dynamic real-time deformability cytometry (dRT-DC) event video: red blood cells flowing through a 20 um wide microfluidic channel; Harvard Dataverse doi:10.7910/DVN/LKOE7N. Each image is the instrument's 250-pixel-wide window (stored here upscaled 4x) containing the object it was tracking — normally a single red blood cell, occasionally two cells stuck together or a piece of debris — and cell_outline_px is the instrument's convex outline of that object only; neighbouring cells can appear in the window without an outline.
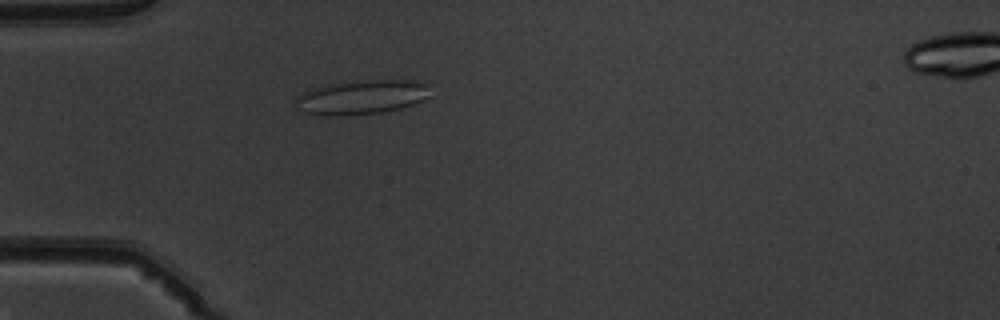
{"species": "common noctule bat (a hibernating species)", "species_latin": "Nyctalus noctula", "temperature_condition": "warm", "stored_images_in_passage": 51, "camera_frame_rate_fps": 3000, "um_per_image_px": 0.085, "animal": {"sex": "male", "body_mass_g": 19.5, "forearm_length_mm": 54.6}, "frame": {"image": 1, "passage_image": 15, "time_ms": 4.667, "image_size_px": [1000, 320], "cell_outline_px": [[432, 96], [424, 100], [400, 108], [380, 112], [340, 116], [328, 116], [300, 112], [296, 100], [296, 96], [304, 92], [328, 84], [364, 80], [412, 80], [428, 84]], "centroid_in_image_um": [30.78, 8.26], "position_along_channel_um": 54.2, "area_um2": 26.88}}
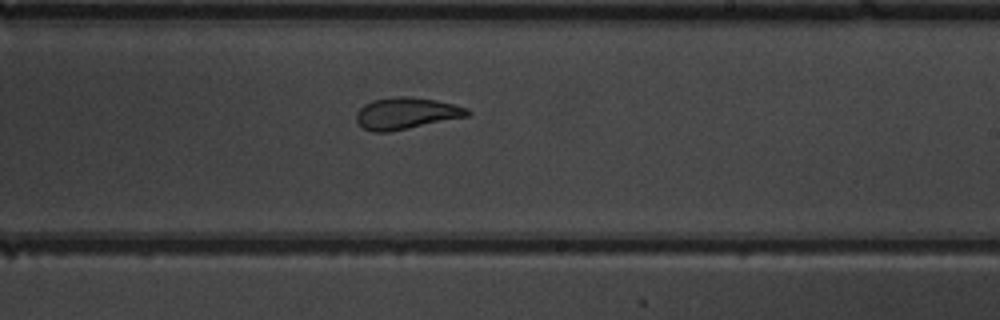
{"frame": {"image": 2, "passage_image": 31, "time_ms": 10.0, "image_size_px": [1000, 320], "cell_outline_px": [[472, 112], [468, 116], [388, 132], [372, 132], [364, 128], [356, 120], [356, 112], [364, 104], [372, 100], [392, 96], [412, 96], [436, 100], [468, 108]], "centroid_in_image_um": [34.51, 9.62], "position_along_channel_um": 254.5, "area_um2": 20.52}}
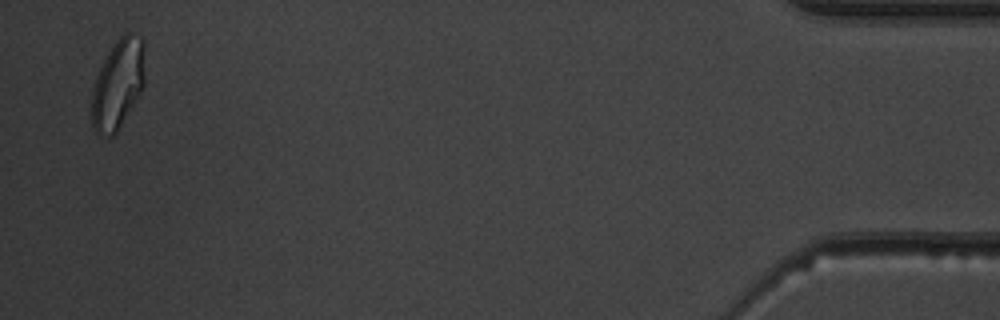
{"frame": {"image": 3, "passage_image": 50, "time_ms": 16.333, "image_size_px": [1000, 320], "cell_outline_px": [[144, 84], [140, 92], [116, 132], [112, 136], [108, 136], [96, 132], [92, 128], [92, 92], [96, 76], [108, 52], [116, 40], [124, 32], [128, 32], [140, 36], [144, 40]], "centroid_in_image_um": [10.03, 7.1], "position_along_channel_um": 425.2, "area_um2": 27.46}, "authors_computed_cell_mechanics": {"area_um2": 23.5824, "velocity_mm_per_s": 3.9521, "shape_relaxation_time_tau1_ms": 11.0063, "shape_relaxation_time_tau2_ms": 1.2069, "deformation_change_tau1": 0.2503, "deformation_change_tau2": 0.0718}}